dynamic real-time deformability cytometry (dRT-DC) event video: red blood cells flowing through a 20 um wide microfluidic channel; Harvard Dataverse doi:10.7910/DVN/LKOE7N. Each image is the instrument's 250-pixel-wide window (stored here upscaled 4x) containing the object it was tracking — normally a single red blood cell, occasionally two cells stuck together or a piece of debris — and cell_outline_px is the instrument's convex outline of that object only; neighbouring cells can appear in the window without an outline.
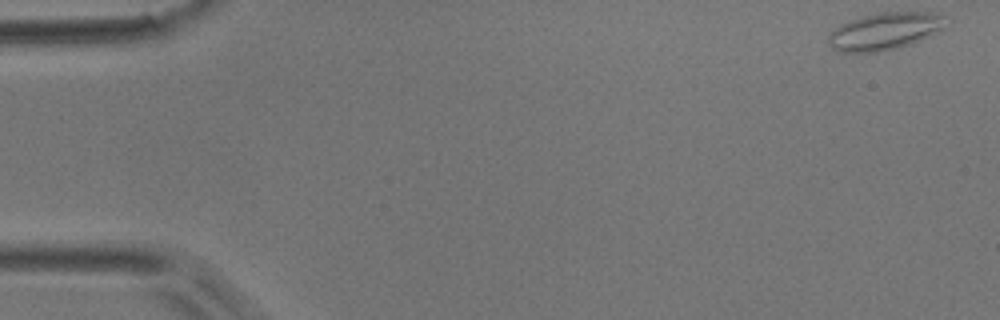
{"species": "common noctule bat (a hibernating species)", "species_latin": "Nyctalus noctula", "temperature_condition": "room temperature", "stored_images_in_passage": 28, "camera_frame_rate_fps": 3000, "um_per_image_px": 0.085, "animal": {"sex": "male", "body_mass_g": 17.9}, "frame": {"image": 1, "passage_image": 1, "time_ms": 0.0, "image_size_px": [1000, 320], "cell_outline_px": [[944, 28], [920, 40], [896, 48], [880, 52], [840, 52], [832, 48], [828, 44], [828, 36], [840, 24], [860, 16], [876, 12], [932, 12], [944, 16]], "centroid_in_image_um": [75.16, 2.65], "position_along_channel_um": 9.8, "area_um2": 25.37}}
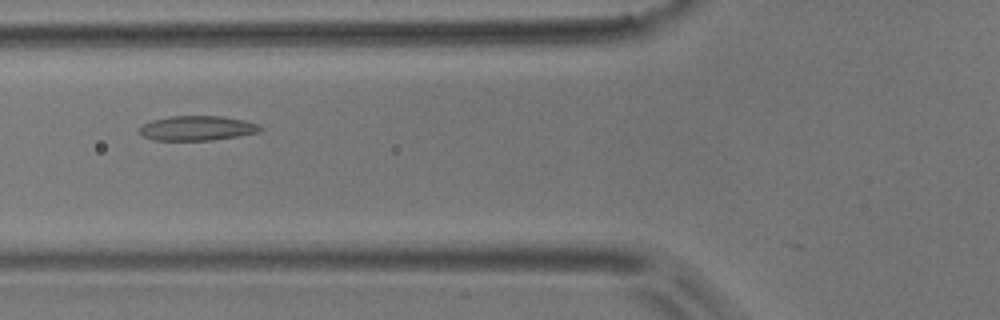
{"frame": {"image": 2, "passage_image": 19, "time_ms": 6.0, "image_size_px": [1000, 320], "cell_outline_px": [[264, 128], [260, 132], [212, 140], [152, 140], [144, 136], [140, 132], [140, 124], [152, 120], [172, 116], [220, 116], [244, 120], [260, 124]], "centroid_in_image_um": [16.77, 10.89], "position_along_channel_um": 109.0, "area_um2": 17.4}}
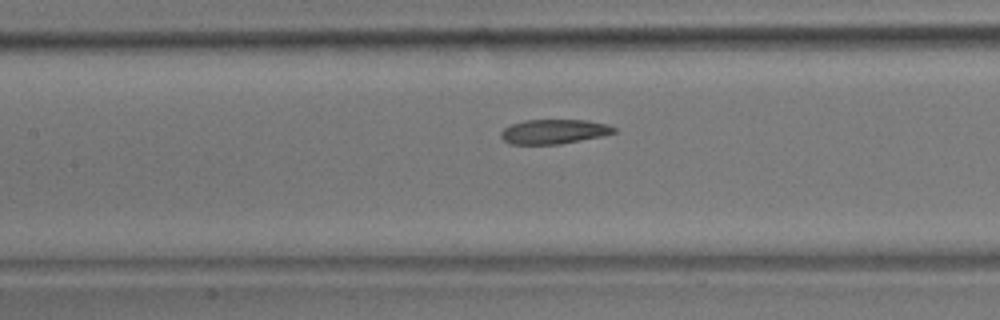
{"frame": {"image": 3, "passage_image": 23, "time_ms": 7.333, "image_size_px": [1000, 320], "cell_outline_px": [[616, 132], [604, 136], [560, 144], [512, 144], [504, 140], [500, 136], [500, 132], [504, 128], [512, 124], [524, 120], [588, 120], [608, 124], [616, 128]], "centroid_in_image_um": [47.12, 11.18], "position_along_channel_um": 160.3, "area_um2": 16.24}}